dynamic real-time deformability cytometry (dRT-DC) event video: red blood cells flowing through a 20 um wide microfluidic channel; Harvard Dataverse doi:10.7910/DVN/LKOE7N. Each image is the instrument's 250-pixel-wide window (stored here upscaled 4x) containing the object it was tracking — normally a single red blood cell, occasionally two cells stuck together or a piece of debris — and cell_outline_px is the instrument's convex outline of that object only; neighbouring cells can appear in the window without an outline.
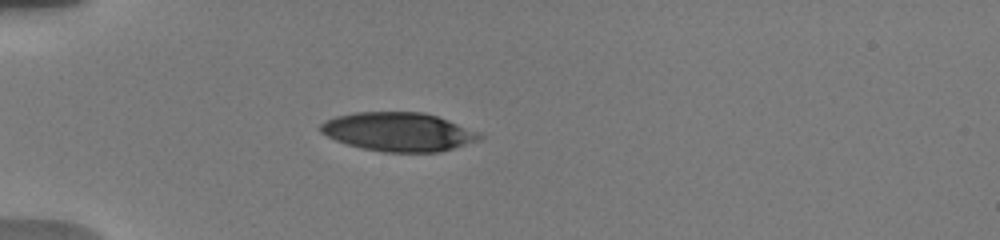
{"species": "human", "species_latin": "Homo sapiens", "temperature_condition": "warm", "stored_images_in_passage": 55, "camera_frame_rate_fps": 3000, "um_per_image_px": 0.085, "donor": {"sex": "male"}, "frame": {"image": 1, "passage_image": 1, "time_ms": 0.0, "image_size_px": [1000, 240], "cell_outline_px": [[484, 136], [476, 140], [440, 152], [384, 152], [360, 148], [336, 140], [320, 132], [320, 124], [324, 120], [336, 116], [356, 112], [424, 112], [448, 120], [480, 132]], "centroid_in_image_um": [33.84, 11.2], "position_along_channel_um": 51.2, "area_um2": 35.78}}
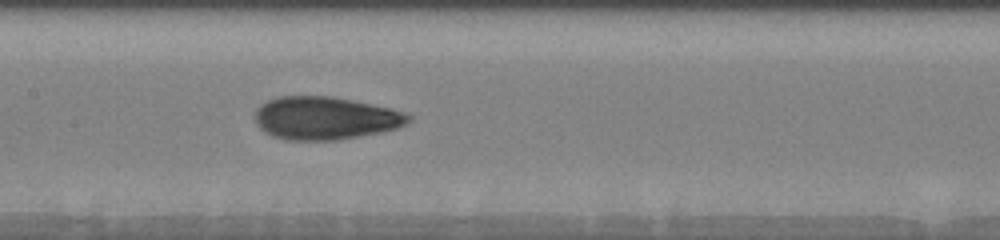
{"frame": {"image": 2, "passage_image": 15, "time_ms": 4.0, "image_size_px": [1000, 240], "cell_outline_px": [[412, 120], [408, 124], [396, 128], [380, 132], [360, 136], [336, 140], [288, 140], [272, 136], [264, 132], [256, 124], [256, 108], [260, 104], [268, 100], [280, 96], [332, 96], [392, 108], [404, 112], [412, 116]], "centroid_in_image_um": [27.66, 10.04], "position_along_channel_um": 179.7, "area_um2": 38.55}}
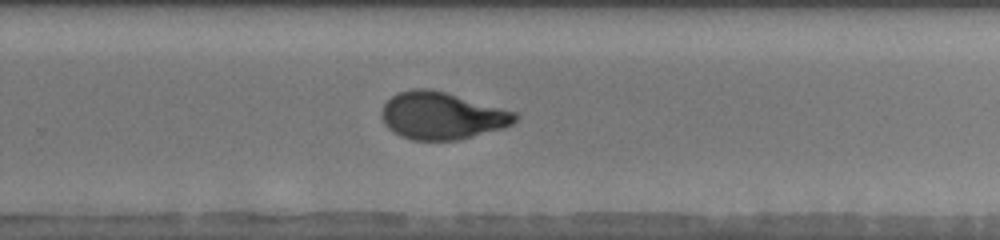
{"frame": {"image": 3, "passage_image": 27, "time_ms": 7.0, "image_size_px": [1000, 240], "cell_outline_px": [[520, 116], [512, 124], [504, 128], [456, 140], [412, 140], [400, 136], [392, 132], [384, 124], [380, 116], [380, 112], [384, 104], [396, 92], [412, 88], [432, 88], [516, 112]], "centroid_in_image_um": [37.52, 9.82], "position_along_channel_um": 292.3, "area_um2": 37.05}, "authors_computed_cell_mechanics": {"area_um2": 36.703, "velocity_mm_per_s": 3.7678, "shape_relaxation_time_tau1_ms": 7.1041, "shape_relaxation_time_tau2_ms": 1.0471, "deformation_change_tau1": 0.2461, "deformation_change_tau2": 0.0726}}